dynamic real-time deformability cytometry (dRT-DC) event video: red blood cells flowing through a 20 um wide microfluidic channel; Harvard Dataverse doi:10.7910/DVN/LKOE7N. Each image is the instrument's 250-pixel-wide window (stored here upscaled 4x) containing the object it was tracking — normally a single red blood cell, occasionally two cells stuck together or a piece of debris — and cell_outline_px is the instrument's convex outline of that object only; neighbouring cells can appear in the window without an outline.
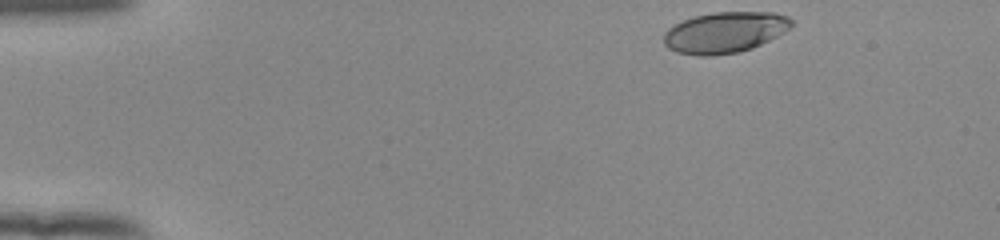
{"species": "human", "species_latin": "Homo sapiens", "temperature_condition": "room temperature", "stored_images_in_passage": 9, "camera_frame_rate_fps": 3000, "um_per_image_px": 0.085, "donor": {"sex": "female"}, "frame": {"image": 1, "passage_image": 1, "time_ms": 0.0, "image_size_px": [1000, 240], "cell_outline_px": [[792, 24], [784, 32], [752, 48], [736, 52], [712, 56], [700, 56], [676, 52], [668, 48], [664, 44], [664, 32], [668, 28], [684, 20], [696, 16], [712, 12], [776, 12], [788, 16], [792, 20]], "centroid_in_image_um": [61.59, 2.75], "position_along_channel_um": 23.4, "area_um2": 30.35}}